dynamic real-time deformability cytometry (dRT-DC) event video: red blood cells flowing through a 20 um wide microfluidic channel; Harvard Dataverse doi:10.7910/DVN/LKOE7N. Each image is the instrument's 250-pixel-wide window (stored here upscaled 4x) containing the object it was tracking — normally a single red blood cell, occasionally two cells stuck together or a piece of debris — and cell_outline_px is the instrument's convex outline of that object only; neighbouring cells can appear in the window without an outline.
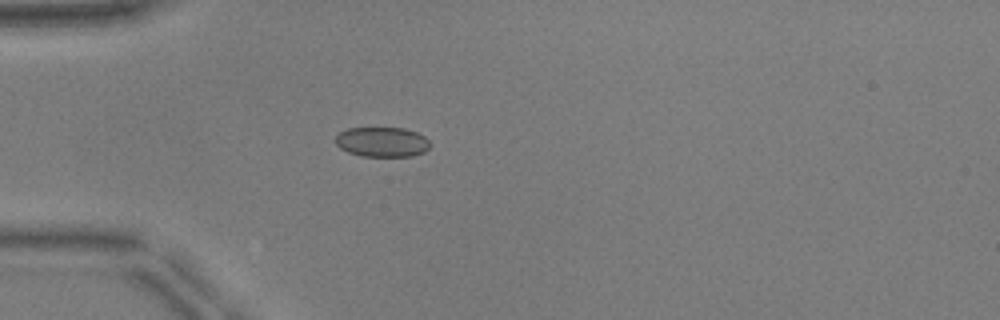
{"species": "common noctule bat (a hibernating species)", "species_latin": "Nyctalus noctula", "temperature_condition": "warm", "stored_images_in_passage": 8, "camera_frame_rate_fps": 3000, "um_per_image_px": 0.085, "animal": {"sex": "male", "body_mass_g": 17.9, "forearm_length_mm": 54.2}, "frame": {"image": 1, "passage_image": 1, "time_ms": 0.0, "image_size_px": [1000, 320], "cell_outline_px": [[428, 148], [424, 152], [412, 156], [360, 156], [348, 152], [340, 148], [336, 144], [336, 136], [340, 132], [348, 128], [404, 128], [416, 132], [424, 136], [428, 140]], "centroid_in_image_um": [32.46, 12.07], "position_along_channel_um": 52.5, "area_um2": 16.36}}